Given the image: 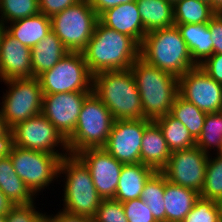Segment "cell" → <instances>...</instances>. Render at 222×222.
<instances>
[{
    "mask_svg": "<svg viewBox=\"0 0 222 222\" xmlns=\"http://www.w3.org/2000/svg\"><path fill=\"white\" fill-rule=\"evenodd\" d=\"M221 143L222 111L207 113L202 131L200 132L198 138L195 140V144L203 152L210 155L215 154L220 149Z\"/></svg>",
    "mask_w": 222,
    "mask_h": 222,
    "instance_id": "31",
    "label": "cell"
},
{
    "mask_svg": "<svg viewBox=\"0 0 222 222\" xmlns=\"http://www.w3.org/2000/svg\"><path fill=\"white\" fill-rule=\"evenodd\" d=\"M88 167L102 199H114L123 163L103 148H87L76 154Z\"/></svg>",
    "mask_w": 222,
    "mask_h": 222,
    "instance_id": "16",
    "label": "cell"
},
{
    "mask_svg": "<svg viewBox=\"0 0 222 222\" xmlns=\"http://www.w3.org/2000/svg\"><path fill=\"white\" fill-rule=\"evenodd\" d=\"M178 94L205 113L222 111V84L199 66L178 78Z\"/></svg>",
    "mask_w": 222,
    "mask_h": 222,
    "instance_id": "14",
    "label": "cell"
},
{
    "mask_svg": "<svg viewBox=\"0 0 222 222\" xmlns=\"http://www.w3.org/2000/svg\"><path fill=\"white\" fill-rule=\"evenodd\" d=\"M122 204L128 222H157L141 198L129 200Z\"/></svg>",
    "mask_w": 222,
    "mask_h": 222,
    "instance_id": "37",
    "label": "cell"
},
{
    "mask_svg": "<svg viewBox=\"0 0 222 222\" xmlns=\"http://www.w3.org/2000/svg\"><path fill=\"white\" fill-rule=\"evenodd\" d=\"M1 82L7 88L0 97V111L10 129L17 123L42 113L43 92L38 78Z\"/></svg>",
    "mask_w": 222,
    "mask_h": 222,
    "instance_id": "10",
    "label": "cell"
},
{
    "mask_svg": "<svg viewBox=\"0 0 222 222\" xmlns=\"http://www.w3.org/2000/svg\"><path fill=\"white\" fill-rule=\"evenodd\" d=\"M43 222H93V218L85 215H75L60 209L55 214L45 213Z\"/></svg>",
    "mask_w": 222,
    "mask_h": 222,
    "instance_id": "41",
    "label": "cell"
},
{
    "mask_svg": "<svg viewBox=\"0 0 222 222\" xmlns=\"http://www.w3.org/2000/svg\"><path fill=\"white\" fill-rule=\"evenodd\" d=\"M151 121L146 118L115 120L103 149L123 164L140 163L142 137Z\"/></svg>",
    "mask_w": 222,
    "mask_h": 222,
    "instance_id": "13",
    "label": "cell"
},
{
    "mask_svg": "<svg viewBox=\"0 0 222 222\" xmlns=\"http://www.w3.org/2000/svg\"><path fill=\"white\" fill-rule=\"evenodd\" d=\"M14 145L49 154H69L67 140L41 113L11 128Z\"/></svg>",
    "mask_w": 222,
    "mask_h": 222,
    "instance_id": "11",
    "label": "cell"
},
{
    "mask_svg": "<svg viewBox=\"0 0 222 222\" xmlns=\"http://www.w3.org/2000/svg\"><path fill=\"white\" fill-rule=\"evenodd\" d=\"M115 119L105 104L92 92L84 101L73 134L67 139L69 154L87 148H103Z\"/></svg>",
    "mask_w": 222,
    "mask_h": 222,
    "instance_id": "6",
    "label": "cell"
},
{
    "mask_svg": "<svg viewBox=\"0 0 222 222\" xmlns=\"http://www.w3.org/2000/svg\"><path fill=\"white\" fill-rule=\"evenodd\" d=\"M208 154L196 145L171 152L166 167L161 171L170 183L193 189L199 194L202 191Z\"/></svg>",
    "mask_w": 222,
    "mask_h": 222,
    "instance_id": "12",
    "label": "cell"
},
{
    "mask_svg": "<svg viewBox=\"0 0 222 222\" xmlns=\"http://www.w3.org/2000/svg\"><path fill=\"white\" fill-rule=\"evenodd\" d=\"M199 197L195 190L170 183L165 177L166 222H182Z\"/></svg>",
    "mask_w": 222,
    "mask_h": 222,
    "instance_id": "22",
    "label": "cell"
},
{
    "mask_svg": "<svg viewBox=\"0 0 222 222\" xmlns=\"http://www.w3.org/2000/svg\"><path fill=\"white\" fill-rule=\"evenodd\" d=\"M167 1L171 2L174 5L179 0H167Z\"/></svg>",
    "mask_w": 222,
    "mask_h": 222,
    "instance_id": "50",
    "label": "cell"
},
{
    "mask_svg": "<svg viewBox=\"0 0 222 222\" xmlns=\"http://www.w3.org/2000/svg\"><path fill=\"white\" fill-rule=\"evenodd\" d=\"M182 222H222L216 200L199 197Z\"/></svg>",
    "mask_w": 222,
    "mask_h": 222,
    "instance_id": "34",
    "label": "cell"
},
{
    "mask_svg": "<svg viewBox=\"0 0 222 222\" xmlns=\"http://www.w3.org/2000/svg\"><path fill=\"white\" fill-rule=\"evenodd\" d=\"M99 21L106 27L132 37L139 45L147 33L136 0L107 9L99 16Z\"/></svg>",
    "mask_w": 222,
    "mask_h": 222,
    "instance_id": "18",
    "label": "cell"
},
{
    "mask_svg": "<svg viewBox=\"0 0 222 222\" xmlns=\"http://www.w3.org/2000/svg\"><path fill=\"white\" fill-rule=\"evenodd\" d=\"M92 92L43 95L42 114L67 140L74 132L85 99Z\"/></svg>",
    "mask_w": 222,
    "mask_h": 222,
    "instance_id": "15",
    "label": "cell"
},
{
    "mask_svg": "<svg viewBox=\"0 0 222 222\" xmlns=\"http://www.w3.org/2000/svg\"><path fill=\"white\" fill-rule=\"evenodd\" d=\"M39 13V0H0V25Z\"/></svg>",
    "mask_w": 222,
    "mask_h": 222,
    "instance_id": "32",
    "label": "cell"
},
{
    "mask_svg": "<svg viewBox=\"0 0 222 222\" xmlns=\"http://www.w3.org/2000/svg\"><path fill=\"white\" fill-rule=\"evenodd\" d=\"M15 206L0 189V215H6Z\"/></svg>",
    "mask_w": 222,
    "mask_h": 222,
    "instance_id": "44",
    "label": "cell"
},
{
    "mask_svg": "<svg viewBox=\"0 0 222 222\" xmlns=\"http://www.w3.org/2000/svg\"><path fill=\"white\" fill-rule=\"evenodd\" d=\"M147 33L174 25L173 4L167 0H136Z\"/></svg>",
    "mask_w": 222,
    "mask_h": 222,
    "instance_id": "26",
    "label": "cell"
},
{
    "mask_svg": "<svg viewBox=\"0 0 222 222\" xmlns=\"http://www.w3.org/2000/svg\"><path fill=\"white\" fill-rule=\"evenodd\" d=\"M43 95L93 92V75L82 52H69L53 68L38 77Z\"/></svg>",
    "mask_w": 222,
    "mask_h": 222,
    "instance_id": "9",
    "label": "cell"
},
{
    "mask_svg": "<svg viewBox=\"0 0 222 222\" xmlns=\"http://www.w3.org/2000/svg\"><path fill=\"white\" fill-rule=\"evenodd\" d=\"M164 193L165 175L162 172H155L145 183L140 198L149 207L157 222H166Z\"/></svg>",
    "mask_w": 222,
    "mask_h": 222,
    "instance_id": "29",
    "label": "cell"
},
{
    "mask_svg": "<svg viewBox=\"0 0 222 222\" xmlns=\"http://www.w3.org/2000/svg\"><path fill=\"white\" fill-rule=\"evenodd\" d=\"M82 54L94 76L104 71L130 69L140 57V45L132 37L98 21Z\"/></svg>",
    "mask_w": 222,
    "mask_h": 222,
    "instance_id": "1",
    "label": "cell"
},
{
    "mask_svg": "<svg viewBox=\"0 0 222 222\" xmlns=\"http://www.w3.org/2000/svg\"><path fill=\"white\" fill-rule=\"evenodd\" d=\"M51 29L69 52H82L91 39L99 16L88 0L52 16Z\"/></svg>",
    "mask_w": 222,
    "mask_h": 222,
    "instance_id": "8",
    "label": "cell"
},
{
    "mask_svg": "<svg viewBox=\"0 0 222 222\" xmlns=\"http://www.w3.org/2000/svg\"><path fill=\"white\" fill-rule=\"evenodd\" d=\"M69 51L51 31L31 49L33 77L53 68Z\"/></svg>",
    "mask_w": 222,
    "mask_h": 222,
    "instance_id": "24",
    "label": "cell"
},
{
    "mask_svg": "<svg viewBox=\"0 0 222 222\" xmlns=\"http://www.w3.org/2000/svg\"><path fill=\"white\" fill-rule=\"evenodd\" d=\"M0 189L15 205H25L36 201V197L16 174L9 156L0 159Z\"/></svg>",
    "mask_w": 222,
    "mask_h": 222,
    "instance_id": "25",
    "label": "cell"
},
{
    "mask_svg": "<svg viewBox=\"0 0 222 222\" xmlns=\"http://www.w3.org/2000/svg\"><path fill=\"white\" fill-rule=\"evenodd\" d=\"M93 93L115 120L144 119L140 94L130 69L97 73L93 76Z\"/></svg>",
    "mask_w": 222,
    "mask_h": 222,
    "instance_id": "2",
    "label": "cell"
},
{
    "mask_svg": "<svg viewBox=\"0 0 222 222\" xmlns=\"http://www.w3.org/2000/svg\"><path fill=\"white\" fill-rule=\"evenodd\" d=\"M210 6L216 13H222V0H210Z\"/></svg>",
    "mask_w": 222,
    "mask_h": 222,
    "instance_id": "45",
    "label": "cell"
},
{
    "mask_svg": "<svg viewBox=\"0 0 222 222\" xmlns=\"http://www.w3.org/2000/svg\"><path fill=\"white\" fill-rule=\"evenodd\" d=\"M130 70L140 94L144 118L154 121L170 113L178 94V78L149 65L140 57Z\"/></svg>",
    "mask_w": 222,
    "mask_h": 222,
    "instance_id": "5",
    "label": "cell"
},
{
    "mask_svg": "<svg viewBox=\"0 0 222 222\" xmlns=\"http://www.w3.org/2000/svg\"><path fill=\"white\" fill-rule=\"evenodd\" d=\"M174 24L208 23L216 12L201 0H179L174 5Z\"/></svg>",
    "mask_w": 222,
    "mask_h": 222,
    "instance_id": "28",
    "label": "cell"
},
{
    "mask_svg": "<svg viewBox=\"0 0 222 222\" xmlns=\"http://www.w3.org/2000/svg\"><path fill=\"white\" fill-rule=\"evenodd\" d=\"M222 219V196L216 201Z\"/></svg>",
    "mask_w": 222,
    "mask_h": 222,
    "instance_id": "47",
    "label": "cell"
},
{
    "mask_svg": "<svg viewBox=\"0 0 222 222\" xmlns=\"http://www.w3.org/2000/svg\"><path fill=\"white\" fill-rule=\"evenodd\" d=\"M0 222H6V215H0Z\"/></svg>",
    "mask_w": 222,
    "mask_h": 222,
    "instance_id": "49",
    "label": "cell"
},
{
    "mask_svg": "<svg viewBox=\"0 0 222 222\" xmlns=\"http://www.w3.org/2000/svg\"><path fill=\"white\" fill-rule=\"evenodd\" d=\"M221 196L222 158L218 157L216 154H210L208 156L205 180L200 197L217 201Z\"/></svg>",
    "mask_w": 222,
    "mask_h": 222,
    "instance_id": "33",
    "label": "cell"
},
{
    "mask_svg": "<svg viewBox=\"0 0 222 222\" xmlns=\"http://www.w3.org/2000/svg\"><path fill=\"white\" fill-rule=\"evenodd\" d=\"M9 130L10 128L7 126L6 121L2 117L1 111H0V136L5 135Z\"/></svg>",
    "mask_w": 222,
    "mask_h": 222,
    "instance_id": "46",
    "label": "cell"
},
{
    "mask_svg": "<svg viewBox=\"0 0 222 222\" xmlns=\"http://www.w3.org/2000/svg\"><path fill=\"white\" fill-rule=\"evenodd\" d=\"M93 222H128L123 204L114 199H102Z\"/></svg>",
    "mask_w": 222,
    "mask_h": 222,
    "instance_id": "35",
    "label": "cell"
},
{
    "mask_svg": "<svg viewBox=\"0 0 222 222\" xmlns=\"http://www.w3.org/2000/svg\"><path fill=\"white\" fill-rule=\"evenodd\" d=\"M199 67L216 82L222 84V54H213Z\"/></svg>",
    "mask_w": 222,
    "mask_h": 222,
    "instance_id": "39",
    "label": "cell"
},
{
    "mask_svg": "<svg viewBox=\"0 0 222 222\" xmlns=\"http://www.w3.org/2000/svg\"><path fill=\"white\" fill-rule=\"evenodd\" d=\"M36 202L15 205L11 211L6 214V222H43L46 212L39 211Z\"/></svg>",
    "mask_w": 222,
    "mask_h": 222,
    "instance_id": "36",
    "label": "cell"
},
{
    "mask_svg": "<svg viewBox=\"0 0 222 222\" xmlns=\"http://www.w3.org/2000/svg\"><path fill=\"white\" fill-rule=\"evenodd\" d=\"M171 151L161 129L151 121L144 130L141 144V163L161 172L167 165Z\"/></svg>",
    "mask_w": 222,
    "mask_h": 222,
    "instance_id": "19",
    "label": "cell"
},
{
    "mask_svg": "<svg viewBox=\"0 0 222 222\" xmlns=\"http://www.w3.org/2000/svg\"><path fill=\"white\" fill-rule=\"evenodd\" d=\"M66 155L68 154H49L14 145L8 156L16 174L37 197L54 186L55 181L58 182L59 165Z\"/></svg>",
    "mask_w": 222,
    "mask_h": 222,
    "instance_id": "7",
    "label": "cell"
},
{
    "mask_svg": "<svg viewBox=\"0 0 222 222\" xmlns=\"http://www.w3.org/2000/svg\"><path fill=\"white\" fill-rule=\"evenodd\" d=\"M13 146V133L10 129L5 135L0 136V159L10 154Z\"/></svg>",
    "mask_w": 222,
    "mask_h": 222,
    "instance_id": "43",
    "label": "cell"
},
{
    "mask_svg": "<svg viewBox=\"0 0 222 222\" xmlns=\"http://www.w3.org/2000/svg\"><path fill=\"white\" fill-rule=\"evenodd\" d=\"M12 37L26 47L33 48L51 29V19L43 13L15 20L3 27Z\"/></svg>",
    "mask_w": 222,
    "mask_h": 222,
    "instance_id": "21",
    "label": "cell"
},
{
    "mask_svg": "<svg viewBox=\"0 0 222 222\" xmlns=\"http://www.w3.org/2000/svg\"><path fill=\"white\" fill-rule=\"evenodd\" d=\"M174 25L186 42L191 58L197 66L213 55V42L208 23Z\"/></svg>",
    "mask_w": 222,
    "mask_h": 222,
    "instance_id": "23",
    "label": "cell"
},
{
    "mask_svg": "<svg viewBox=\"0 0 222 222\" xmlns=\"http://www.w3.org/2000/svg\"><path fill=\"white\" fill-rule=\"evenodd\" d=\"M140 58L177 78L197 67L176 25L146 33Z\"/></svg>",
    "mask_w": 222,
    "mask_h": 222,
    "instance_id": "3",
    "label": "cell"
},
{
    "mask_svg": "<svg viewBox=\"0 0 222 222\" xmlns=\"http://www.w3.org/2000/svg\"><path fill=\"white\" fill-rule=\"evenodd\" d=\"M170 114L181 121L188 129L191 136L196 140L202 131L207 113L177 94L171 107Z\"/></svg>",
    "mask_w": 222,
    "mask_h": 222,
    "instance_id": "30",
    "label": "cell"
},
{
    "mask_svg": "<svg viewBox=\"0 0 222 222\" xmlns=\"http://www.w3.org/2000/svg\"><path fill=\"white\" fill-rule=\"evenodd\" d=\"M81 0H39V12L52 17Z\"/></svg>",
    "mask_w": 222,
    "mask_h": 222,
    "instance_id": "38",
    "label": "cell"
},
{
    "mask_svg": "<svg viewBox=\"0 0 222 222\" xmlns=\"http://www.w3.org/2000/svg\"><path fill=\"white\" fill-rule=\"evenodd\" d=\"M33 77L31 48L12 37L4 28L0 33V82Z\"/></svg>",
    "mask_w": 222,
    "mask_h": 222,
    "instance_id": "17",
    "label": "cell"
},
{
    "mask_svg": "<svg viewBox=\"0 0 222 222\" xmlns=\"http://www.w3.org/2000/svg\"><path fill=\"white\" fill-rule=\"evenodd\" d=\"M161 129L171 152L195 146V139L185 125L170 113L154 120Z\"/></svg>",
    "mask_w": 222,
    "mask_h": 222,
    "instance_id": "27",
    "label": "cell"
},
{
    "mask_svg": "<svg viewBox=\"0 0 222 222\" xmlns=\"http://www.w3.org/2000/svg\"><path fill=\"white\" fill-rule=\"evenodd\" d=\"M91 7L95 10L98 16L109 8L116 7L120 4L129 3L135 0H88Z\"/></svg>",
    "mask_w": 222,
    "mask_h": 222,
    "instance_id": "42",
    "label": "cell"
},
{
    "mask_svg": "<svg viewBox=\"0 0 222 222\" xmlns=\"http://www.w3.org/2000/svg\"><path fill=\"white\" fill-rule=\"evenodd\" d=\"M155 172L154 169L141 162L124 164L121 169L114 200L124 203L140 198L145 183Z\"/></svg>",
    "mask_w": 222,
    "mask_h": 222,
    "instance_id": "20",
    "label": "cell"
},
{
    "mask_svg": "<svg viewBox=\"0 0 222 222\" xmlns=\"http://www.w3.org/2000/svg\"><path fill=\"white\" fill-rule=\"evenodd\" d=\"M213 42V54H222V13H216L208 22Z\"/></svg>",
    "mask_w": 222,
    "mask_h": 222,
    "instance_id": "40",
    "label": "cell"
},
{
    "mask_svg": "<svg viewBox=\"0 0 222 222\" xmlns=\"http://www.w3.org/2000/svg\"><path fill=\"white\" fill-rule=\"evenodd\" d=\"M58 181L63 185L61 209L93 218L102 198L95 189L88 167L77 155L68 154L61 159Z\"/></svg>",
    "mask_w": 222,
    "mask_h": 222,
    "instance_id": "4",
    "label": "cell"
},
{
    "mask_svg": "<svg viewBox=\"0 0 222 222\" xmlns=\"http://www.w3.org/2000/svg\"><path fill=\"white\" fill-rule=\"evenodd\" d=\"M218 157L222 158V143L220 149L215 153Z\"/></svg>",
    "mask_w": 222,
    "mask_h": 222,
    "instance_id": "48",
    "label": "cell"
},
{
    "mask_svg": "<svg viewBox=\"0 0 222 222\" xmlns=\"http://www.w3.org/2000/svg\"><path fill=\"white\" fill-rule=\"evenodd\" d=\"M201 1H204L206 3H209L210 4V0H201Z\"/></svg>",
    "mask_w": 222,
    "mask_h": 222,
    "instance_id": "51",
    "label": "cell"
}]
</instances>
